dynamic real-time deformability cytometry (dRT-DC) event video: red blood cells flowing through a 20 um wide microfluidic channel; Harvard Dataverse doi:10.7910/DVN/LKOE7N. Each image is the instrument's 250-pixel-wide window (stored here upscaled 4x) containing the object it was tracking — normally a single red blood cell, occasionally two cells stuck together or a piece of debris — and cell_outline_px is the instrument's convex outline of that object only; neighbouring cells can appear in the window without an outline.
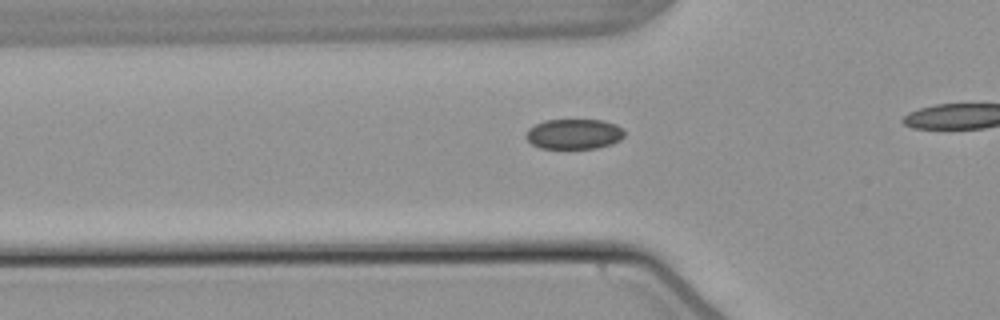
{"species": "common noctule bat (a hibernating species)", "species_latin": "Nyctalus noctula", "temperature_condition": "warm", "stored_images_in_passage": 37, "camera_frame_rate_fps": 3000, "um_per_image_px": 0.085, "animal": {"sex": "male", "body_mass_g": 21.5, "forearm_length_mm": 52.0}, "frame": {"image": 1, "passage_image": 12, "time_ms": 3.667, "image_size_px": [1000, 320], "cell_outline_px": [[624, 136], [620, 140], [612, 144], [596, 148], [540, 148], [532, 144], [524, 136], [528, 128], [544, 120], [604, 120], [616, 124], [624, 132]], "centroid_in_image_um": [48.78, 11.39], "position_along_channel_um": 77.0, "area_um2": 17.34}}
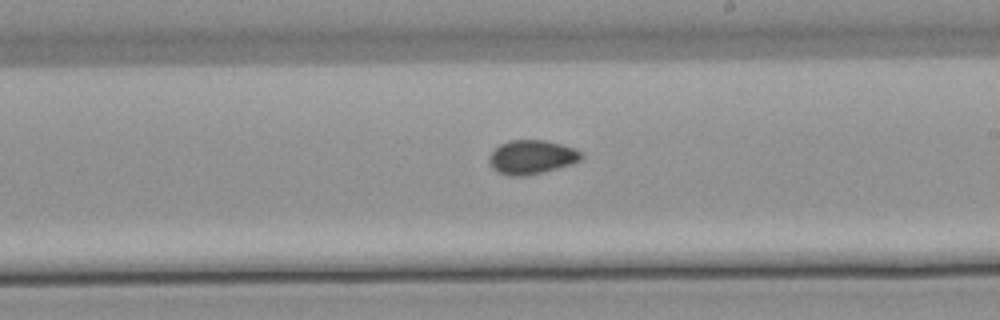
{"frame": {"image": 2, "passage_image": 25, "time_ms": 8.0, "image_size_px": [1000, 320], "cell_outline_px": [[584, 156], [580, 160], [572, 164], [544, 172], [524, 176], [508, 176], [496, 172], [492, 168], [488, 160], [488, 156], [500, 144], [508, 140], [544, 140], [560, 144], [572, 148], [580, 152]], "centroid_in_image_um": [45.15, 13.37], "position_along_channel_um": 243.8, "area_um2": 18.32}}
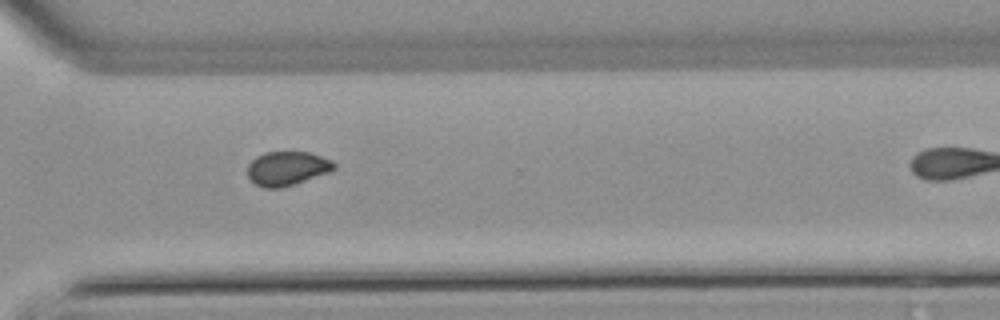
{"frame": {"image": 3, "passage_image": 33, "time_ms": 10.667, "image_size_px": [1000, 320], "cell_outline_px": [[336, 168], [328, 172], [280, 188], [264, 188], [256, 184], [248, 176], [248, 164], [256, 156], [264, 152], [308, 152], [332, 160], [336, 164]], "centroid_in_image_um": [24.39, 14.3], "position_along_channel_um": 346.2, "area_um2": 16.94}}